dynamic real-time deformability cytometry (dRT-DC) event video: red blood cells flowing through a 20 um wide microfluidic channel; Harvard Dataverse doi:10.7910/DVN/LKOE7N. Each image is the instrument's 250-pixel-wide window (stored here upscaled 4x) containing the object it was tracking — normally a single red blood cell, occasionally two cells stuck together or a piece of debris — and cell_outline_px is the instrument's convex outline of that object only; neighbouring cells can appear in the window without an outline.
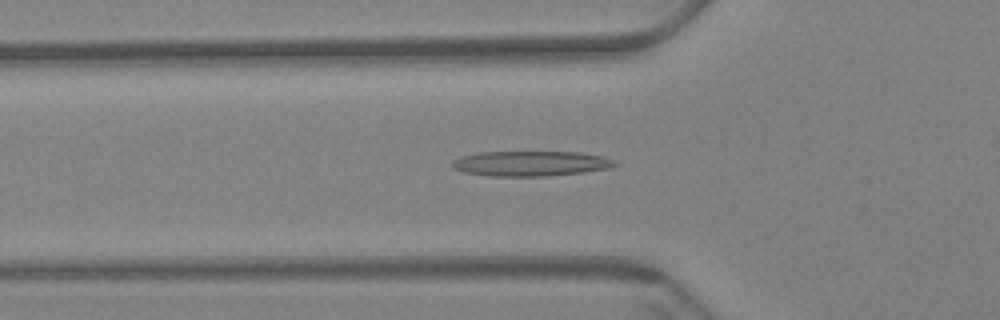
{"species": "Egyptian fruit bat (a non-hibernating species)", "species_latin": "Rousettus aegyptiacus", "temperature_condition": "warm", "stored_images_in_passage": 59, "camera_frame_rate_fps": 3000, "um_per_image_px": 0.085, "animal": {"sex": "female"}, "frame": {"image": 1, "passage_image": 20, "time_ms": 6.333, "image_size_px": [1000, 320], "cell_outline_px": [[616, 164], [608, 168], [584, 172], [544, 176], [488, 176], [464, 172], [452, 168], [452, 160], [460, 156], [480, 152], [580, 152], [600, 156], [612, 160]], "centroid_in_image_um": [45.02, 13.9], "position_along_channel_um": 80.8, "area_um2": 23.64}}
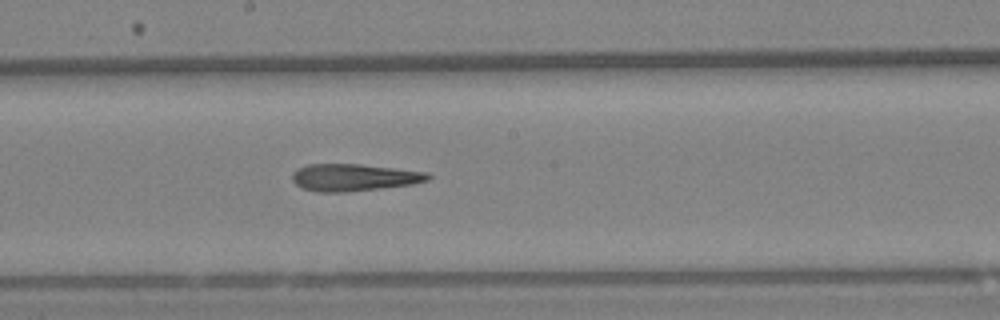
{"frame": {"image": 2, "passage_image": 32, "time_ms": 10.333, "image_size_px": [1000, 320], "cell_outline_px": [[432, 176], [428, 180], [412, 184], [380, 188], [344, 192], [320, 192], [304, 188], [296, 184], [292, 180], [292, 172], [296, 168], [308, 164], [360, 164], [428, 172]], "centroid_in_image_um": [30.07, 15.07], "position_along_channel_um": 218.1, "area_um2": 21.39}}
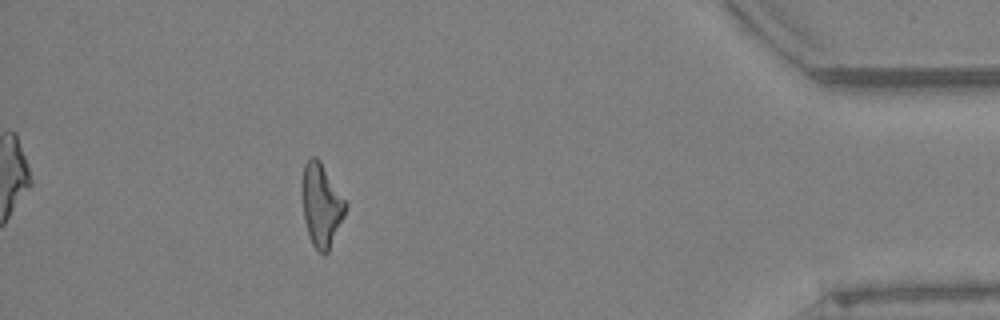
{"frame": {"image": 3, "passage_image": 53, "time_ms": 17.333, "image_size_px": [1000, 320], "cell_outline_px": [[348, 204], [344, 216], [328, 252], [324, 256], [312, 244], [308, 236], [304, 220], [300, 188], [300, 184], [304, 164], [312, 156], [316, 156], [320, 160]], "centroid_in_image_um": [27.28, 17.41], "position_along_channel_um": 407.9, "area_um2": 21.39}, "authors_computed_cell_mechanics": {"area_um2": 21.7906, "velocity_mm_per_s": 3.4414, "shape_relaxation_time_tau1_ms": null, "shape_relaxation_time_tau2_ms": 8.0509, "deformation_change_tau1": null, "deformation_change_tau2": 0.256}}